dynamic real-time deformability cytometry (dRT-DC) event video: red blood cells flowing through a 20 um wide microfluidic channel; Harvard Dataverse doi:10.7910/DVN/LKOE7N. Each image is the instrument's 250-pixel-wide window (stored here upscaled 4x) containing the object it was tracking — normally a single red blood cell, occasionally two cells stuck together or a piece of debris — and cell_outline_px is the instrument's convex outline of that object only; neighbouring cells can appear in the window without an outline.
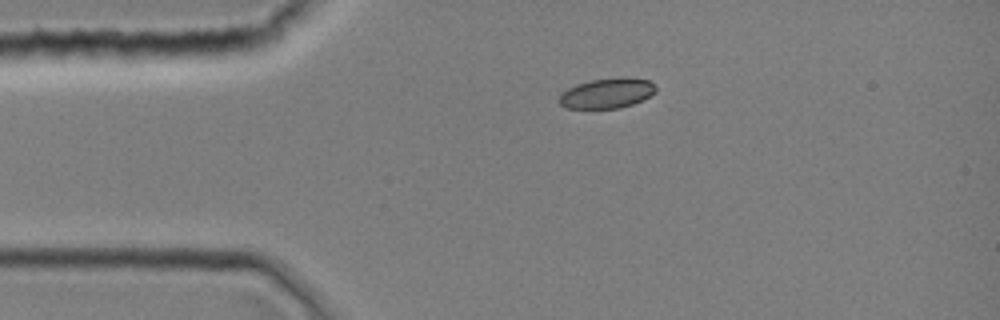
{"species": "common noctule bat (a hibernating species)", "species_latin": "Nyctalus noctula", "temperature_condition": "room temperature", "stored_images_in_passage": 4, "camera_frame_rate_fps": 3000, "um_per_image_px": 0.085, "animal": {"sex": "female", "body_mass_g": 19.0, "forearm_length_mm": 51.5}, "frame": {"image": 1, "passage_image": 1, "time_ms": 0.0, "image_size_px": [1000, 320], "cell_outline_px": [[656, 92], [632, 104], [620, 108], [564, 108], [556, 100], [560, 92], [576, 84], [592, 80], [624, 76], [648, 80], [656, 88]], "centroid_in_image_um": [51.52, 7.92], "position_along_channel_um": 33.5, "area_um2": 17.05}}